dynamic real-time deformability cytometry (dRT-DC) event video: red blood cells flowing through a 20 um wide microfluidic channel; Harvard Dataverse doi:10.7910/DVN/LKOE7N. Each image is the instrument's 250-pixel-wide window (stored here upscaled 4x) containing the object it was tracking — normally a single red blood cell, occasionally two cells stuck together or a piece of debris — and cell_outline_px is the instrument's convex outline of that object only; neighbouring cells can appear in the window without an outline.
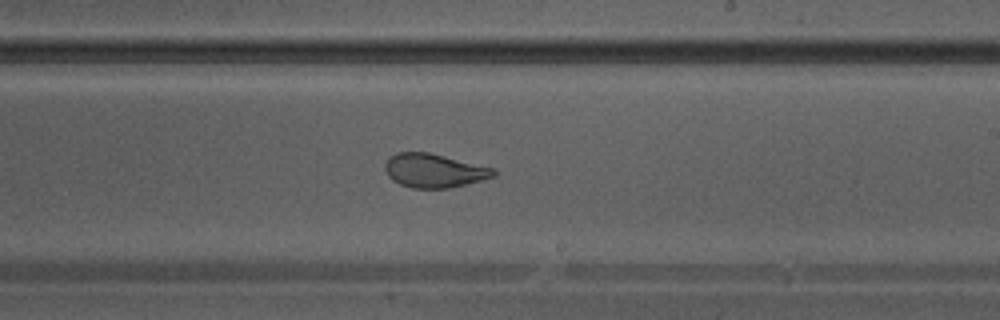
{"species": "Egyptian fruit bat (a non-hibernating species)", "species_latin": "Rousettus aegyptiacus", "temperature_condition": "warm", "stored_images_in_passage": 39, "camera_frame_rate_fps": 3000, "um_per_image_px": 0.085, "animal": {"sex": "male"}, "frame": {"image": 1, "passage_image": 23, "time_ms": 7.333, "image_size_px": [1000, 320], "cell_outline_px": [[496, 176], [448, 188], [412, 188], [400, 184], [392, 180], [388, 176], [384, 168], [384, 164], [388, 156], [396, 152], [428, 152], [496, 168]], "centroid_in_image_um": [36.87, 14.49], "position_along_channel_um": 252.1, "area_um2": 21.5}}